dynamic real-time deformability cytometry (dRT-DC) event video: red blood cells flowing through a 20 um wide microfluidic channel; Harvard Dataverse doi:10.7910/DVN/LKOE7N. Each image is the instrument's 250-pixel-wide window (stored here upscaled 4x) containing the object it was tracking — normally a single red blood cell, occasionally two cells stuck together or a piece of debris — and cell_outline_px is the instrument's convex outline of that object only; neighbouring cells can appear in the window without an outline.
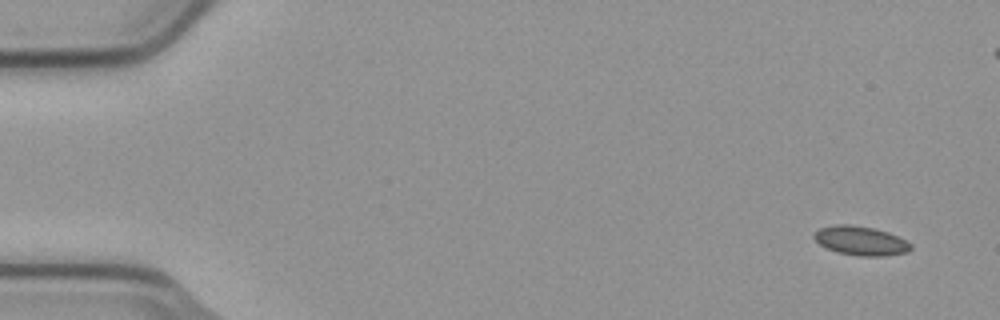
{"species": "common noctule bat (a hibernating species)", "species_latin": "Nyctalus noctula", "temperature_condition": "cold", "stored_images_in_passage": 6, "camera_frame_rate_fps": 3000, "um_per_image_px": 0.085, "animal": {"sex": "male", "body_mass_g": 23.1, "forearm_length_mm": 52.7}, "frame": {"image": 1, "passage_image": 1, "time_ms": 0.0, "image_size_px": [1000, 320], "cell_outline_px": [[912, 248], [908, 252], [884, 256], [860, 256], [836, 252], [820, 244], [812, 236], [820, 228], [836, 224], [848, 224], [872, 228], [888, 232], [912, 244]], "centroid_in_image_um": [73.17, 20.47], "position_along_channel_um": 11.8, "area_um2": 16.24}}